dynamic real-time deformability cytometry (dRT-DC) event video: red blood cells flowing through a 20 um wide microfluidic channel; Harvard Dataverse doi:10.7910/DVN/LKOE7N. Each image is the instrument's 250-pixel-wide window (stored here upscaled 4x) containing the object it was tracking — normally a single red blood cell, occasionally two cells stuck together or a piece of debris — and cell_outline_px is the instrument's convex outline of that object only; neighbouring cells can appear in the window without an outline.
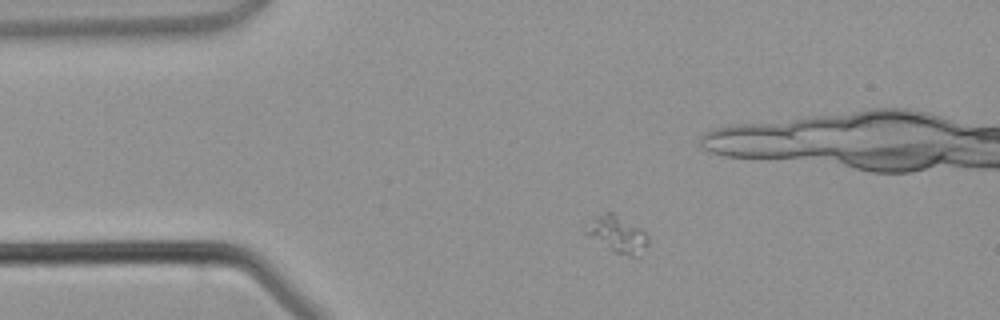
{"species": "common noctule bat (a hibernating species)", "species_latin": "Nyctalus noctula", "temperature_condition": "warm", "stored_images_in_passage": 4, "camera_frame_rate_fps": 3000, "um_per_image_px": 0.085, "animal": {"sex": "male", "body_mass_g": 21.5, "forearm_length_mm": 52.0}, "frame": {"image": 1, "passage_image": 1, "time_ms": 0.0, "image_size_px": [1000, 320], "cell_outline_px": [[648, 244], [640, 256], [632, 256], [616, 252], [588, 236], [584, 232], [596, 216], [604, 212], [612, 212], [640, 228], [648, 236]], "centroid_in_image_um": [52.51, 19.92], "position_along_channel_um": 32.5, "area_um2": 12.77}}